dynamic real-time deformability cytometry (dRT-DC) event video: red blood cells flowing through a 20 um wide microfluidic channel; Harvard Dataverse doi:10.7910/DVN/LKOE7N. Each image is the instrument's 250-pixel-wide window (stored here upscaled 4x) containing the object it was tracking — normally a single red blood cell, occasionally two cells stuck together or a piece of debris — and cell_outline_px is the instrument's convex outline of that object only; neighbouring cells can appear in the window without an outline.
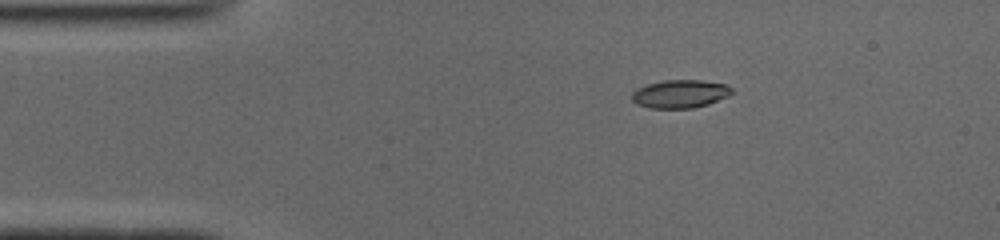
{"species": "common noctule bat (a hibernating species)", "species_latin": "Nyctalus noctula", "temperature_condition": "cold", "stored_images_in_passage": 43, "camera_frame_rate_fps": 3000, "um_per_image_px": 0.085, "animal": {"sex": "male", "body_mass_g": 19.0, "forearm_length_mm": 50.8}, "frame": {"image": 1, "passage_image": 1, "time_ms": 0.0, "image_size_px": [1000, 240], "cell_outline_px": [[736, 92], [728, 96], [708, 104], [692, 108], [648, 108], [636, 104], [632, 100], [632, 92], [636, 88], [648, 84], [664, 80], [704, 80], [724, 84], [732, 88]], "centroid_in_image_um": [57.81, 7.98], "position_along_channel_um": 27.2, "area_um2": 16.53}}
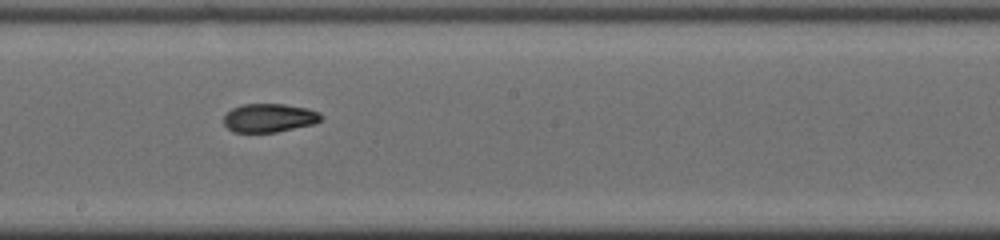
{"frame": {"image": 2, "passage_image": 20, "time_ms": 6.333, "image_size_px": [1000, 240], "cell_outline_px": [[324, 116], [316, 124], [276, 132], [232, 132], [224, 124], [224, 116], [232, 108], [244, 104], [284, 104], [308, 108], [320, 112]], "centroid_in_image_um": [22.92, 10.02], "position_along_channel_um": 225.3, "area_um2": 16.36}}
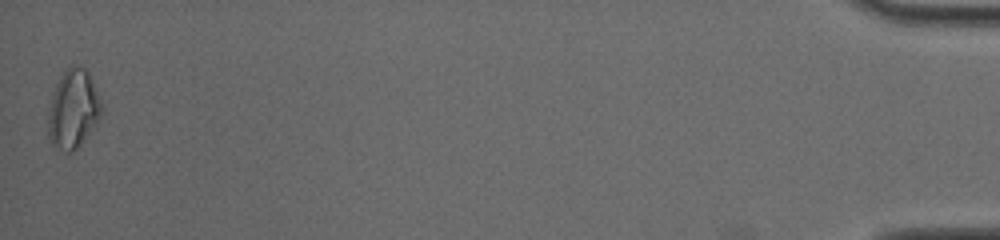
{"frame": {"image": 3, "passage_image": 43, "time_ms": 14.0, "image_size_px": [1000, 240], "cell_outline_px": [[104, 108], [100, 116], [80, 144], [68, 156], [52, 144], [48, 136], [48, 112], [52, 92], [60, 76], [68, 64], [80, 64], [88, 72], [104, 104]], "centroid_in_image_um": [6.21, 9.23], "position_along_channel_um": 429.0, "area_um2": 24.91}, "authors_computed_cell_mechanics": {"area_um2": 16.762, "velocity_mm_per_s": 3.9441, "shape_relaxation_time_tau1_ms": 7.0612, "shape_relaxation_time_tau2_ms": 1.6854, "deformation_change_tau1": 0.1936, "deformation_change_tau2": 0.0544}}